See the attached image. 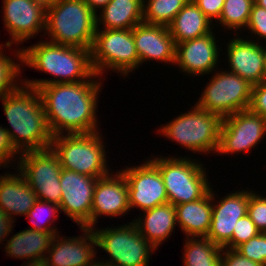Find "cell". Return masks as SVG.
I'll list each match as a JSON object with an SVG mask.
<instances>
[{"label": "cell", "instance_id": "6da1fadb", "mask_svg": "<svg viewBox=\"0 0 266 266\" xmlns=\"http://www.w3.org/2000/svg\"><path fill=\"white\" fill-rule=\"evenodd\" d=\"M95 73L85 81L39 87L44 112L53 136L97 132L96 116L101 81ZM99 81V82H98Z\"/></svg>", "mask_w": 266, "mask_h": 266}, {"label": "cell", "instance_id": "7a4b0ae2", "mask_svg": "<svg viewBox=\"0 0 266 266\" xmlns=\"http://www.w3.org/2000/svg\"><path fill=\"white\" fill-rule=\"evenodd\" d=\"M21 86L0 98L10 129L5 128L14 147L20 152L51 147L53 135L49 129L44 106L37 89Z\"/></svg>", "mask_w": 266, "mask_h": 266}, {"label": "cell", "instance_id": "3957f363", "mask_svg": "<svg viewBox=\"0 0 266 266\" xmlns=\"http://www.w3.org/2000/svg\"><path fill=\"white\" fill-rule=\"evenodd\" d=\"M23 63L56 77L52 79L23 80V84L38 89L48 84L74 83L88 80L93 74L90 50L43 40L23 48Z\"/></svg>", "mask_w": 266, "mask_h": 266}, {"label": "cell", "instance_id": "277c9868", "mask_svg": "<svg viewBox=\"0 0 266 266\" xmlns=\"http://www.w3.org/2000/svg\"><path fill=\"white\" fill-rule=\"evenodd\" d=\"M95 32L96 14L84 0H55L46 8L49 42L91 50Z\"/></svg>", "mask_w": 266, "mask_h": 266}, {"label": "cell", "instance_id": "5b68a950", "mask_svg": "<svg viewBox=\"0 0 266 266\" xmlns=\"http://www.w3.org/2000/svg\"><path fill=\"white\" fill-rule=\"evenodd\" d=\"M99 132L53 136L51 149L63 169L102 178L109 175L104 140ZM108 168V169H107Z\"/></svg>", "mask_w": 266, "mask_h": 266}, {"label": "cell", "instance_id": "8992f818", "mask_svg": "<svg viewBox=\"0 0 266 266\" xmlns=\"http://www.w3.org/2000/svg\"><path fill=\"white\" fill-rule=\"evenodd\" d=\"M222 118L197 105L159 129V134L191 152L206 154L217 152L220 141Z\"/></svg>", "mask_w": 266, "mask_h": 266}, {"label": "cell", "instance_id": "52a82bcc", "mask_svg": "<svg viewBox=\"0 0 266 266\" xmlns=\"http://www.w3.org/2000/svg\"><path fill=\"white\" fill-rule=\"evenodd\" d=\"M150 161L159 169L168 202L172 205L196 201L211 188L206 168L197 160L160 156L154 159L152 157Z\"/></svg>", "mask_w": 266, "mask_h": 266}, {"label": "cell", "instance_id": "ba28073f", "mask_svg": "<svg viewBox=\"0 0 266 266\" xmlns=\"http://www.w3.org/2000/svg\"><path fill=\"white\" fill-rule=\"evenodd\" d=\"M90 56L93 71L99 77L107 69L115 70L127 77V74L139 68L133 29L100 30L96 26Z\"/></svg>", "mask_w": 266, "mask_h": 266}, {"label": "cell", "instance_id": "9c48e42d", "mask_svg": "<svg viewBox=\"0 0 266 266\" xmlns=\"http://www.w3.org/2000/svg\"><path fill=\"white\" fill-rule=\"evenodd\" d=\"M127 224L98 230L92 228L97 247L110 257V260L99 263L106 266H149L150 254L156 248L138 232L132 221Z\"/></svg>", "mask_w": 266, "mask_h": 266}, {"label": "cell", "instance_id": "30bf717a", "mask_svg": "<svg viewBox=\"0 0 266 266\" xmlns=\"http://www.w3.org/2000/svg\"><path fill=\"white\" fill-rule=\"evenodd\" d=\"M208 83L195 104L199 108L222 119L249 108L252 85L239 75L227 70L216 71Z\"/></svg>", "mask_w": 266, "mask_h": 266}, {"label": "cell", "instance_id": "8fae6325", "mask_svg": "<svg viewBox=\"0 0 266 266\" xmlns=\"http://www.w3.org/2000/svg\"><path fill=\"white\" fill-rule=\"evenodd\" d=\"M18 156L16 168L35 192L37 199L60 205L62 166L52 149L25 151Z\"/></svg>", "mask_w": 266, "mask_h": 266}, {"label": "cell", "instance_id": "7c38bea8", "mask_svg": "<svg viewBox=\"0 0 266 266\" xmlns=\"http://www.w3.org/2000/svg\"><path fill=\"white\" fill-rule=\"evenodd\" d=\"M266 135V119L249 109L223 118L217 153L236 154L252 150Z\"/></svg>", "mask_w": 266, "mask_h": 266}, {"label": "cell", "instance_id": "4fadbf2b", "mask_svg": "<svg viewBox=\"0 0 266 266\" xmlns=\"http://www.w3.org/2000/svg\"><path fill=\"white\" fill-rule=\"evenodd\" d=\"M128 183L129 205L141 211L150 210L168 202L159 169L149 160L143 164L120 170Z\"/></svg>", "mask_w": 266, "mask_h": 266}, {"label": "cell", "instance_id": "5bb4252c", "mask_svg": "<svg viewBox=\"0 0 266 266\" xmlns=\"http://www.w3.org/2000/svg\"><path fill=\"white\" fill-rule=\"evenodd\" d=\"M98 178L63 169L60 174V211L80 227L90 228V213Z\"/></svg>", "mask_w": 266, "mask_h": 266}, {"label": "cell", "instance_id": "9a60e30c", "mask_svg": "<svg viewBox=\"0 0 266 266\" xmlns=\"http://www.w3.org/2000/svg\"><path fill=\"white\" fill-rule=\"evenodd\" d=\"M3 22L11 35L5 46L33 38L46 28V8L33 0H3ZM13 43V44H12Z\"/></svg>", "mask_w": 266, "mask_h": 266}, {"label": "cell", "instance_id": "2e32d148", "mask_svg": "<svg viewBox=\"0 0 266 266\" xmlns=\"http://www.w3.org/2000/svg\"><path fill=\"white\" fill-rule=\"evenodd\" d=\"M80 230L84 232L83 236L75 238L55 235L45 257L46 266H94L98 262L95 260L97 240L93 229L80 227Z\"/></svg>", "mask_w": 266, "mask_h": 266}, {"label": "cell", "instance_id": "e0dca14e", "mask_svg": "<svg viewBox=\"0 0 266 266\" xmlns=\"http://www.w3.org/2000/svg\"><path fill=\"white\" fill-rule=\"evenodd\" d=\"M237 36L238 33L226 46L230 72L239 75L252 86L257 85L265 80L266 46L263 47L260 41Z\"/></svg>", "mask_w": 266, "mask_h": 266}, {"label": "cell", "instance_id": "ac0fdd59", "mask_svg": "<svg viewBox=\"0 0 266 266\" xmlns=\"http://www.w3.org/2000/svg\"><path fill=\"white\" fill-rule=\"evenodd\" d=\"M130 209L128 183L120 171H117L115 175L110 173L105 177L98 178L90 213L91 229L98 223V216L121 217Z\"/></svg>", "mask_w": 266, "mask_h": 266}, {"label": "cell", "instance_id": "d6986e66", "mask_svg": "<svg viewBox=\"0 0 266 266\" xmlns=\"http://www.w3.org/2000/svg\"><path fill=\"white\" fill-rule=\"evenodd\" d=\"M222 198L217 204L213 202L212 190V220L206 237L223 248L231 240L237 221L247 214L249 190L230 192Z\"/></svg>", "mask_w": 266, "mask_h": 266}, {"label": "cell", "instance_id": "ffe728a7", "mask_svg": "<svg viewBox=\"0 0 266 266\" xmlns=\"http://www.w3.org/2000/svg\"><path fill=\"white\" fill-rule=\"evenodd\" d=\"M215 33L176 44L175 65L188 75H206L214 71L219 63L220 48Z\"/></svg>", "mask_w": 266, "mask_h": 266}, {"label": "cell", "instance_id": "44dd1931", "mask_svg": "<svg viewBox=\"0 0 266 266\" xmlns=\"http://www.w3.org/2000/svg\"><path fill=\"white\" fill-rule=\"evenodd\" d=\"M133 38L139 67L146 60L175 63L176 44L167 26L142 22L133 28Z\"/></svg>", "mask_w": 266, "mask_h": 266}, {"label": "cell", "instance_id": "7402d4cb", "mask_svg": "<svg viewBox=\"0 0 266 266\" xmlns=\"http://www.w3.org/2000/svg\"><path fill=\"white\" fill-rule=\"evenodd\" d=\"M18 174L0 175V208L13 219L15 215L26 216L38 200L23 175Z\"/></svg>", "mask_w": 266, "mask_h": 266}, {"label": "cell", "instance_id": "603a6c76", "mask_svg": "<svg viewBox=\"0 0 266 266\" xmlns=\"http://www.w3.org/2000/svg\"><path fill=\"white\" fill-rule=\"evenodd\" d=\"M143 214L133 223L138 232L157 249L163 241L170 238L177 225L175 205L167 202L146 210Z\"/></svg>", "mask_w": 266, "mask_h": 266}, {"label": "cell", "instance_id": "cb8c5ba5", "mask_svg": "<svg viewBox=\"0 0 266 266\" xmlns=\"http://www.w3.org/2000/svg\"><path fill=\"white\" fill-rule=\"evenodd\" d=\"M177 224L186 237H206L212 220V187L200 199L175 205Z\"/></svg>", "mask_w": 266, "mask_h": 266}, {"label": "cell", "instance_id": "d4e9b609", "mask_svg": "<svg viewBox=\"0 0 266 266\" xmlns=\"http://www.w3.org/2000/svg\"><path fill=\"white\" fill-rule=\"evenodd\" d=\"M56 234L58 233L35 231L29 227L7 239L4 250L7 252L6 255L17 259L45 260V254Z\"/></svg>", "mask_w": 266, "mask_h": 266}, {"label": "cell", "instance_id": "484cf974", "mask_svg": "<svg viewBox=\"0 0 266 266\" xmlns=\"http://www.w3.org/2000/svg\"><path fill=\"white\" fill-rule=\"evenodd\" d=\"M167 27L175 44L204 36L213 31L212 21L192 0L188 1Z\"/></svg>", "mask_w": 266, "mask_h": 266}, {"label": "cell", "instance_id": "4316f807", "mask_svg": "<svg viewBox=\"0 0 266 266\" xmlns=\"http://www.w3.org/2000/svg\"><path fill=\"white\" fill-rule=\"evenodd\" d=\"M99 11L96 26L103 29H133L143 22V0H111Z\"/></svg>", "mask_w": 266, "mask_h": 266}, {"label": "cell", "instance_id": "83f0119b", "mask_svg": "<svg viewBox=\"0 0 266 266\" xmlns=\"http://www.w3.org/2000/svg\"><path fill=\"white\" fill-rule=\"evenodd\" d=\"M186 239V244L183 246V266H221L222 247L207 237H186Z\"/></svg>", "mask_w": 266, "mask_h": 266}, {"label": "cell", "instance_id": "f1b7e54d", "mask_svg": "<svg viewBox=\"0 0 266 266\" xmlns=\"http://www.w3.org/2000/svg\"><path fill=\"white\" fill-rule=\"evenodd\" d=\"M189 0H143V22L168 26Z\"/></svg>", "mask_w": 266, "mask_h": 266}, {"label": "cell", "instance_id": "f546056e", "mask_svg": "<svg viewBox=\"0 0 266 266\" xmlns=\"http://www.w3.org/2000/svg\"><path fill=\"white\" fill-rule=\"evenodd\" d=\"M254 0H225L219 24L235 31L246 28Z\"/></svg>", "mask_w": 266, "mask_h": 266}, {"label": "cell", "instance_id": "4dcf8cb0", "mask_svg": "<svg viewBox=\"0 0 266 266\" xmlns=\"http://www.w3.org/2000/svg\"><path fill=\"white\" fill-rule=\"evenodd\" d=\"M3 43L0 44V98L17 90L21 85L17 83L19 75L21 74V61H23V49L14 50L16 58L20 60L15 63L12 57L6 56L2 51ZM16 51V52H15ZM4 53V54H3ZM20 73V74H19Z\"/></svg>", "mask_w": 266, "mask_h": 266}, {"label": "cell", "instance_id": "1f68e13d", "mask_svg": "<svg viewBox=\"0 0 266 266\" xmlns=\"http://www.w3.org/2000/svg\"><path fill=\"white\" fill-rule=\"evenodd\" d=\"M59 212V205L48 201L37 200L26 215V217L31 220L32 228L30 229L39 232H58L55 226L51 227V225H53L51 223L55 222L54 218L58 217L57 213ZM50 219L53 220L50 221Z\"/></svg>", "mask_w": 266, "mask_h": 266}, {"label": "cell", "instance_id": "d6a6232c", "mask_svg": "<svg viewBox=\"0 0 266 266\" xmlns=\"http://www.w3.org/2000/svg\"><path fill=\"white\" fill-rule=\"evenodd\" d=\"M235 250L243 257L266 266V233L260 232L247 242L239 245Z\"/></svg>", "mask_w": 266, "mask_h": 266}, {"label": "cell", "instance_id": "836d02e7", "mask_svg": "<svg viewBox=\"0 0 266 266\" xmlns=\"http://www.w3.org/2000/svg\"><path fill=\"white\" fill-rule=\"evenodd\" d=\"M259 233L260 231L257 229L255 223L246 214L237 221L236 228L233 229L231 240L223 248L236 249L239 245L247 242Z\"/></svg>", "mask_w": 266, "mask_h": 266}, {"label": "cell", "instance_id": "e575fe53", "mask_svg": "<svg viewBox=\"0 0 266 266\" xmlns=\"http://www.w3.org/2000/svg\"><path fill=\"white\" fill-rule=\"evenodd\" d=\"M247 215L260 232L266 233V196L262 197L252 190L249 191Z\"/></svg>", "mask_w": 266, "mask_h": 266}, {"label": "cell", "instance_id": "d590c367", "mask_svg": "<svg viewBox=\"0 0 266 266\" xmlns=\"http://www.w3.org/2000/svg\"><path fill=\"white\" fill-rule=\"evenodd\" d=\"M246 29L250 30L251 35L252 33H254V35H257V39L265 38L266 42V9L260 7L255 2L252 5Z\"/></svg>", "mask_w": 266, "mask_h": 266}, {"label": "cell", "instance_id": "8d00e7d4", "mask_svg": "<svg viewBox=\"0 0 266 266\" xmlns=\"http://www.w3.org/2000/svg\"><path fill=\"white\" fill-rule=\"evenodd\" d=\"M248 109L266 119V80L252 86L251 101Z\"/></svg>", "mask_w": 266, "mask_h": 266}, {"label": "cell", "instance_id": "74e56055", "mask_svg": "<svg viewBox=\"0 0 266 266\" xmlns=\"http://www.w3.org/2000/svg\"><path fill=\"white\" fill-rule=\"evenodd\" d=\"M18 154L21 153L14 147L9 134L0 125V167L7 168L8 164L12 163L13 158Z\"/></svg>", "mask_w": 266, "mask_h": 266}, {"label": "cell", "instance_id": "f35d334b", "mask_svg": "<svg viewBox=\"0 0 266 266\" xmlns=\"http://www.w3.org/2000/svg\"><path fill=\"white\" fill-rule=\"evenodd\" d=\"M221 266H262L246 257L235 249L222 248Z\"/></svg>", "mask_w": 266, "mask_h": 266}, {"label": "cell", "instance_id": "ab89813d", "mask_svg": "<svg viewBox=\"0 0 266 266\" xmlns=\"http://www.w3.org/2000/svg\"><path fill=\"white\" fill-rule=\"evenodd\" d=\"M192 1L199 7V9L209 20L211 21L215 20V22L219 20L225 0H192Z\"/></svg>", "mask_w": 266, "mask_h": 266}, {"label": "cell", "instance_id": "60d3db41", "mask_svg": "<svg viewBox=\"0 0 266 266\" xmlns=\"http://www.w3.org/2000/svg\"><path fill=\"white\" fill-rule=\"evenodd\" d=\"M15 219L10 218L6 213L0 208V243L6 241L8 234L12 232V228L15 222Z\"/></svg>", "mask_w": 266, "mask_h": 266}, {"label": "cell", "instance_id": "b9f144b4", "mask_svg": "<svg viewBox=\"0 0 266 266\" xmlns=\"http://www.w3.org/2000/svg\"><path fill=\"white\" fill-rule=\"evenodd\" d=\"M110 1L111 0H84L95 14H97V11L105 7Z\"/></svg>", "mask_w": 266, "mask_h": 266}, {"label": "cell", "instance_id": "7bdbcfd3", "mask_svg": "<svg viewBox=\"0 0 266 266\" xmlns=\"http://www.w3.org/2000/svg\"><path fill=\"white\" fill-rule=\"evenodd\" d=\"M27 262H26V265L24 266H46L45 260H32V261L28 260Z\"/></svg>", "mask_w": 266, "mask_h": 266}, {"label": "cell", "instance_id": "ee69618b", "mask_svg": "<svg viewBox=\"0 0 266 266\" xmlns=\"http://www.w3.org/2000/svg\"><path fill=\"white\" fill-rule=\"evenodd\" d=\"M33 1L41 4L45 8H48L55 0H33Z\"/></svg>", "mask_w": 266, "mask_h": 266}, {"label": "cell", "instance_id": "f6af8a7d", "mask_svg": "<svg viewBox=\"0 0 266 266\" xmlns=\"http://www.w3.org/2000/svg\"><path fill=\"white\" fill-rule=\"evenodd\" d=\"M254 2L259 5L260 7H263L266 9V0H254Z\"/></svg>", "mask_w": 266, "mask_h": 266}, {"label": "cell", "instance_id": "bcb514c9", "mask_svg": "<svg viewBox=\"0 0 266 266\" xmlns=\"http://www.w3.org/2000/svg\"><path fill=\"white\" fill-rule=\"evenodd\" d=\"M94 266H106V265H103V264L97 262Z\"/></svg>", "mask_w": 266, "mask_h": 266}]
</instances>
